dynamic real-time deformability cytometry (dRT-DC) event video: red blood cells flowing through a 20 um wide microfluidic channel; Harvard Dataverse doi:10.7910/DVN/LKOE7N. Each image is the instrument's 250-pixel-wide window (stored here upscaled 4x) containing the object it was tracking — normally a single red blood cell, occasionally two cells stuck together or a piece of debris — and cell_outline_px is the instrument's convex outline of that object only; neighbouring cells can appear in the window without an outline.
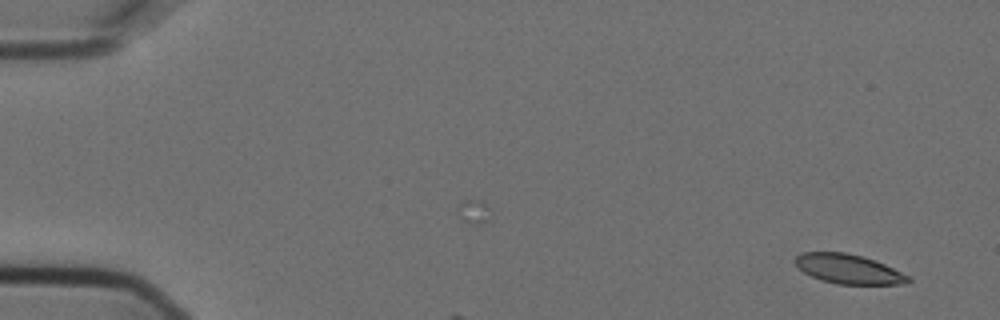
{"species": "Egyptian fruit bat (a non-hibernating species)", "species_latin": "Rousettus aegyptiacus", "temperature_condition": "cold", "stored_images_in_passage": 4, "camera_frame_rate_fps": 3000, "um_per_image_px": 0.085, "animal": {"sex": "female"}, "frame": {"image": 1, "passage_image": 4, "time_ms": 1.0, "image_size_px": [1000, 320], "cell_outline_px": [[912, 280], [908, 284], [836, 284], [820, 280], [804, 272], [792, 260], [796, 256], [804, 252], [844, 252], [864, 256], [884, 264], [908, 276]], "centroid_in_image_um": [72.11, 22.86], "position_along_channel_um": 12.9, "area_um2": 19.36}}